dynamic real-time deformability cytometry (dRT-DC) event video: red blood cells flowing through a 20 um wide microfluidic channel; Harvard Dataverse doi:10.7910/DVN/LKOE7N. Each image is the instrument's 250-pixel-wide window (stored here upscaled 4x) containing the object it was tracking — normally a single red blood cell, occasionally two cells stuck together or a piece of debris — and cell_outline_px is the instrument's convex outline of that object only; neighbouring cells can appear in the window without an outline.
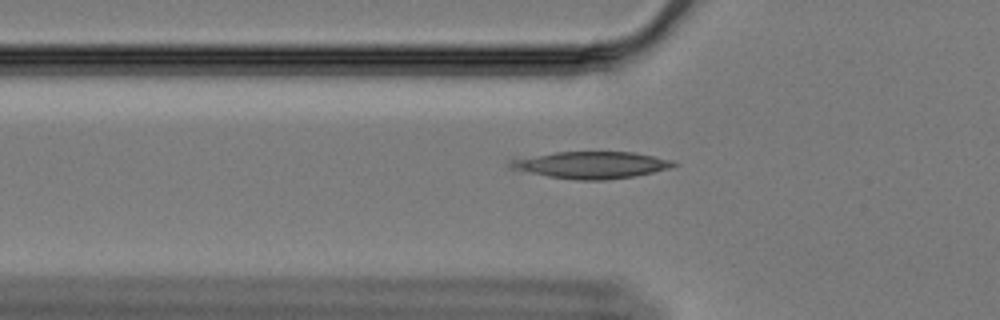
{"species": "Egyptian fruit bat (a non-hibernating species)", "species_latin": "Rousettus aegyptiacus", "temperature_condition": "cold", "stored_images_in_passage": 45, "camera_frame_rate_fps": 3000, "um_per_image_px": 0.085, "animal": {"sex": "female"}, "frame": {"image": 1, "passage_image": 14, "time_ms": 4.333, "image_size_px": [1000, 320], "cell_outline_px": [[680, 164], [672, 168], [636, 176], [608, 180], [576, 180], [548, 176], [508, 168], [508, 160], [556, 152], [632, 152], [672, 160]], "centroid_in_image_um": [50.29, 14.03], "position_along_channel_um": 75.5, "area_um2": 25.66}}
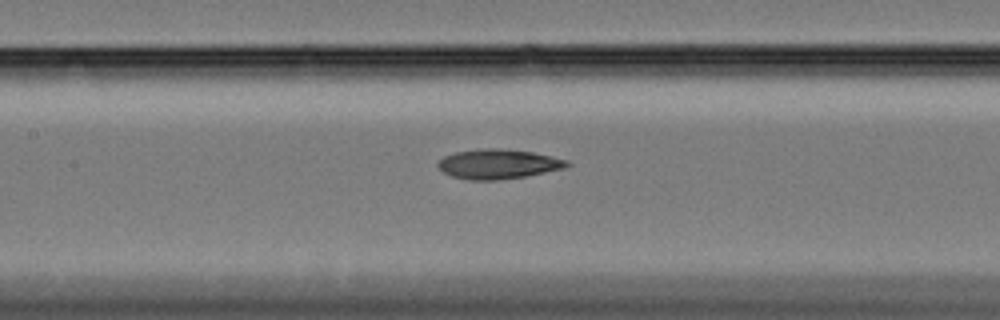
{"frame": {"image": 2, "passage_image": 22, "time_ms": 7.0, "image_size_px": [1000, 320], "cell_outline_px": [[572, 164], [564, 168], [528, 176], [496, 180], [468, 180], [452, 176], [444, 172], [436, 164], [444, 156], [456, 152], [484, 148], [500, 148], [532, 152], [552, 156], [568, 160]], "centroid_in_image_um": [42.38, 13.94], "position_along_channel_um": 165.0, "area_um2": 22.31}}
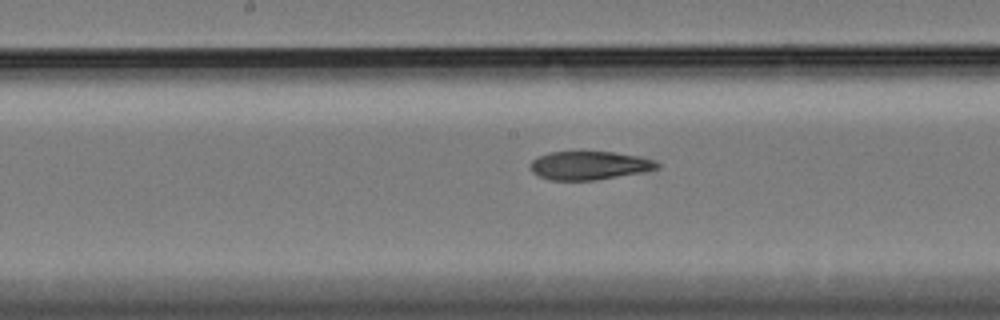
{"frame": {"image": 3, "passage_image": 25, "time_ms": 8.0, "image_size_px": [1000, 320], "cell_outline_px": [[660, 168], [644, 172], [596, 180], [548, 180], [532, 172], [532, 160], [548, 152], [612, 152], [640, 156], [656, 160], [660, 164]], "centroid_in_image_um": [50.16, 14.07], "position_along_channel_um": 198.0, "area_um2": 21.04}}